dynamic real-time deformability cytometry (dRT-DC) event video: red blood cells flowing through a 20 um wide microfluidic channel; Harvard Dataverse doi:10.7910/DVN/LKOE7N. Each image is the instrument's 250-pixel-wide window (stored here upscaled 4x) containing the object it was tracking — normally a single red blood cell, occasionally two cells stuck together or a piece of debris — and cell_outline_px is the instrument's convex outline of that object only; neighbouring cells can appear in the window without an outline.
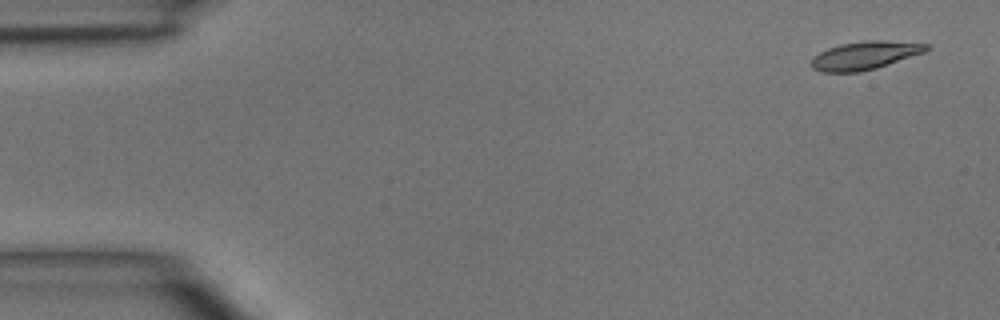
{"species": "common noctule bat (a hibernating species)", "species_latin": "Nyctalus noctula", "temperature_condition": "room temperature", "stored_images_in_passage": 4, "camera_frame_rate_fps": 3000, "um_per_image_px": 0.085, "animal": {"sex": "male", "body_mass_g": 15.6}, "frame": {"image": 1, "passage_image": 1, "time_ms": 0.0, "image_size_px": [1000, 320], "cell_outline_px": [[932, 44], [924, 52], [876, 68], [860, 72], [820, 72], [812, 68], [808, 64], [812, 56], [828, 48], [840, 44], [864, 40], [880, 40]], "centroid_in_image_um": [73.45, 4.71], "position_along_channel_um": 11.6, "area_um2": 19.02}}
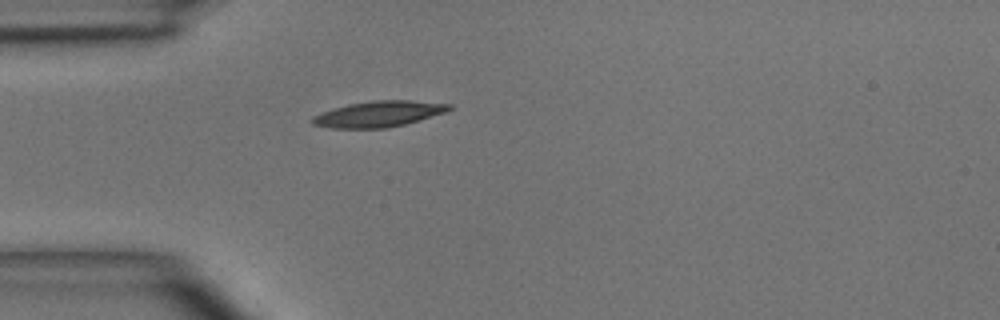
{"frame": {"image": 2, "passage_image": 4, "time_ms": 3.667, "image_size_px": [1000, 320], "cell_outline_px": [[452, 108], [444, 112], [420, 120], [388, 128], [332, 128], [312, 124], [308, 120], [312, 116], [332, 108], [348, 104], [376, 100], [412, 100], [452, 104]], "centroid_in_image_um": [32.15, 9.68], "position_along_channel_um": 52.9, "area_um2": 20.69}}